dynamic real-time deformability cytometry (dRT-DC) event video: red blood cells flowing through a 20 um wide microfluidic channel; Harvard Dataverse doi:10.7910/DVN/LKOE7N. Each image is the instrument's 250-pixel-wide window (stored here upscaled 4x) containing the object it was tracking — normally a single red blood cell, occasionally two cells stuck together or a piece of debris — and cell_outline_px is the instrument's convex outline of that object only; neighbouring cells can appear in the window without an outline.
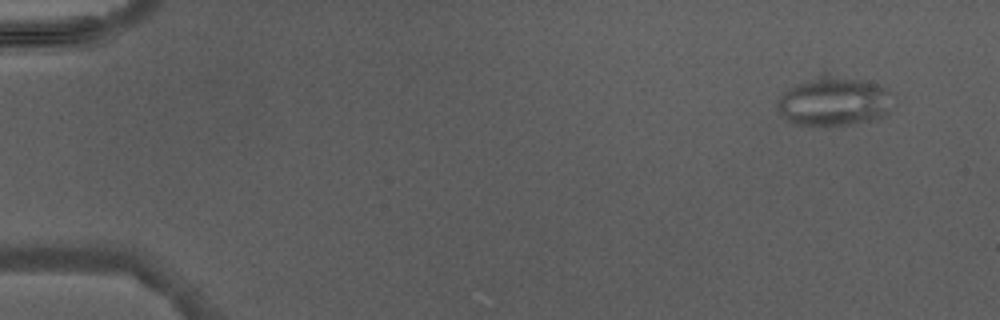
{"species": "Egyptian fruit bat (a non-hibernating species)", "species_latin": "Rousettus aegyptiacus", "temperature_condition": "warm", "stored_images_in_passage": 5, "camera_frame_rate_fps": 3000, "um_per_image_px": 0.085, "animal": {"sex": "male"}, "frame": {"image": 1, "passage_image": 1, "time_ms": 0.0, "image_size_px": [1000, 320], "cell_outline_px": [[892, 92], [888, 116], [880, 120], [848, 124], [796, 124], [784, 120], [776, 108], [776, 100], [788, 88], [800, 84], [816, 80], [864, 80], [884, 88]], "centroid_in_image_um": [70.91, 8.72], "position_along_channel_um": 14.1, "area_um2": 31.62}}